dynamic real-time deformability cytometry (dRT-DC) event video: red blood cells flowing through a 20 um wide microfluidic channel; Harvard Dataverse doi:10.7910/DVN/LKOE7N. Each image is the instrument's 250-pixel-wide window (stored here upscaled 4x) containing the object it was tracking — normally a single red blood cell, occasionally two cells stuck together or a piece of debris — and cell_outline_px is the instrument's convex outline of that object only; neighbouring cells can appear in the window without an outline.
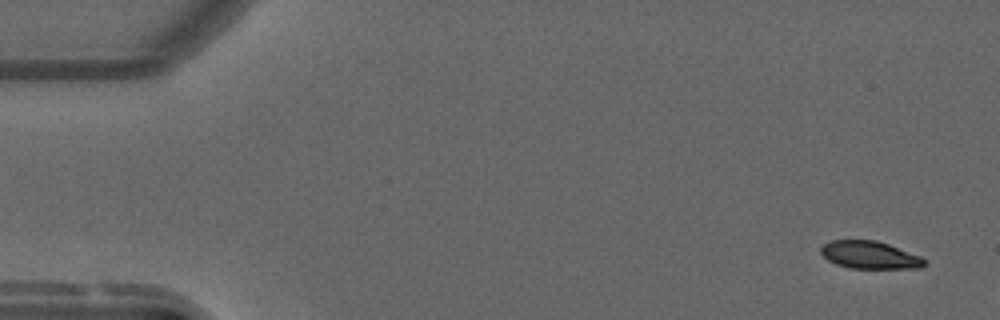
{"species": "common noctule bat (a hibernating species)", "species_latin": "Nyctalus noctula", "temperature_condition": "warm", "stored_images_in_passage": 11, "camera_frame_rate_fps": 3000, "um_per_image_px": 0.085, "animal": {"sex": "male", "forearm_length_mm": 52.5}, "frame": {"image": 1, "passage_image": 1, "time_ms": 0.0, "image_size_px": [1000, 320], "cell_outline_px": [[928, 264], [920, 268], [852, 268], [836, 264], [828, 260], [820, 252], [820, 248], [824, 244], [832, 240], [876, 240], [888, 244], [920, 256]], "centroid_in_image_um": [73.93, 21.67], "position_along_channel_um": 11.1, "area_um2": 16.53}}